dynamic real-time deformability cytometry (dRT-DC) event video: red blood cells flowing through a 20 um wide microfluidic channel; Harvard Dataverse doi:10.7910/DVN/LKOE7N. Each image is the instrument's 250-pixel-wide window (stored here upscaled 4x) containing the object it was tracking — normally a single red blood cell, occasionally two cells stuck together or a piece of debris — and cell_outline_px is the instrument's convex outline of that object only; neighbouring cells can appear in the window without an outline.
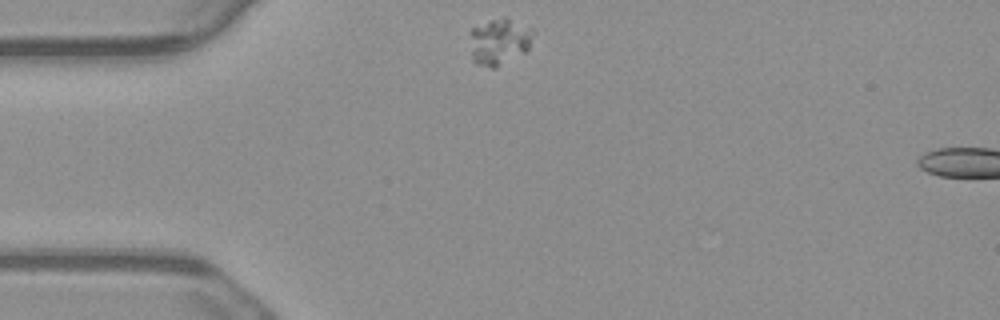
{"species": "common noctule bat (a hibernating species)", "species_latin": "Nyctalus noctula", "temperature_condition": "warm", "stored_images_in_passage": 2, "camera_frame_rate_fps": 3000, "um_per_image_px": 0.085, "animal": {"sex": "male", "body_mass_g": 23.1, "forearm_length_mm": 52.7}, "frame": {"image": 1, "passage_image": 1, "time_ms": 0.0, "image_size_px": [1000, 320], "cell_outline_px": [[536, 32], [528, 52], [496, 68], [492, 68], [476, 64], [472, 60], [472, 28], [492, 20], [504, 16]], "centroid_in_image_um": [42.5, 3.58], "position_along_channel_um": 42.5, "area_um2": 17.11}}